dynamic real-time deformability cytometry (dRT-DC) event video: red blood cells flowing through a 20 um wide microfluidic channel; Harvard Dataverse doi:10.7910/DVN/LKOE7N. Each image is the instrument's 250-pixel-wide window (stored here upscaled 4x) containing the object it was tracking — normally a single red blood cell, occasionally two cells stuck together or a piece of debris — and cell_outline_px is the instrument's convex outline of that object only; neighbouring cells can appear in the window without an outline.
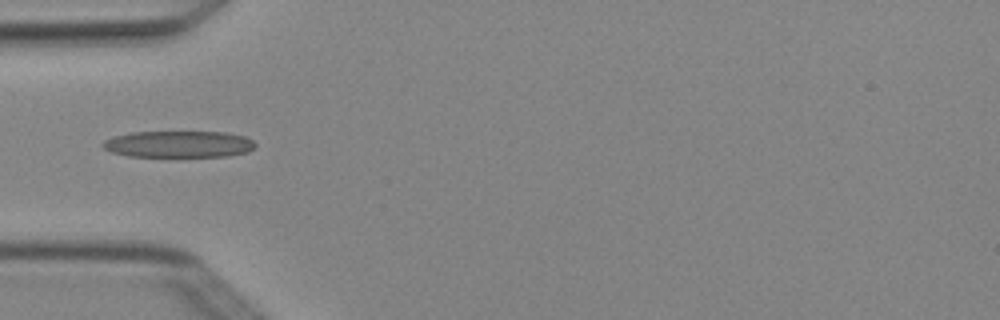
{"species": "Egyptian fruit bat (a non-hibernating species)", "species_latin": "Rousettus aegyptiacus", "temperature_condition": "cold", "stored_images_in_passage": 3, "camera_frame_rate_fps": 3000, "um_per_image_px": 0.085, "animal": {"sex": "female"}, "frame": {"image": 1, "passage_image": 2, "time_ms": 0.333, "image_size_px": [1000, 320], "cell_outline_px": [[256, 144], [248, 152], [228, 156], [128, 156], [112, 152], [104, 148], [100, 144], [104, 140], [112, 136], [132, 132], [224, 132], [244, 136], [252, 140]], "centroid_in_image_um": [15.16, 12.25], "position_along_channel_um": 69.8, "area_um2": 23.58}}
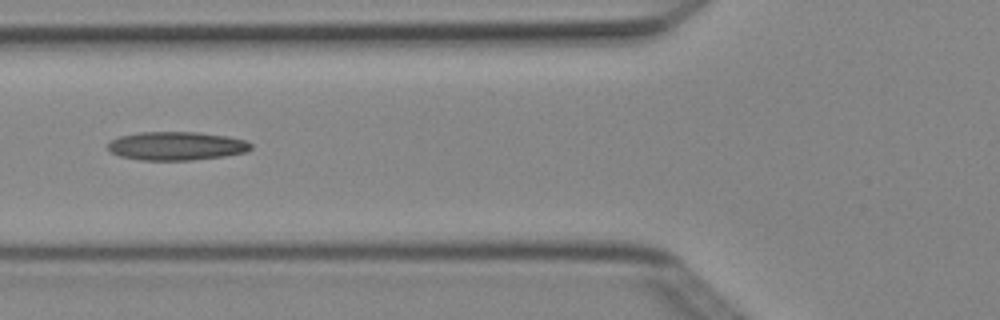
{"frame": {"image": 2, "passage_image": 3, "time_ms": 0.667, "image_size_px": [1000, 320], "cell_outline_px": [[252, 148], [244, 152], [224, 156], [192, 160], [140, 160], [120, 156], [112, 152], [108, 148], [108, 140], [120, 136], [140, 132], [196, 132], [228, 136], [244, 140], [252, 144]], "centroid_in_image_um": [14.98, 12.4], "position_along_channel_um": 110.8, "area_um2": 23.76}}